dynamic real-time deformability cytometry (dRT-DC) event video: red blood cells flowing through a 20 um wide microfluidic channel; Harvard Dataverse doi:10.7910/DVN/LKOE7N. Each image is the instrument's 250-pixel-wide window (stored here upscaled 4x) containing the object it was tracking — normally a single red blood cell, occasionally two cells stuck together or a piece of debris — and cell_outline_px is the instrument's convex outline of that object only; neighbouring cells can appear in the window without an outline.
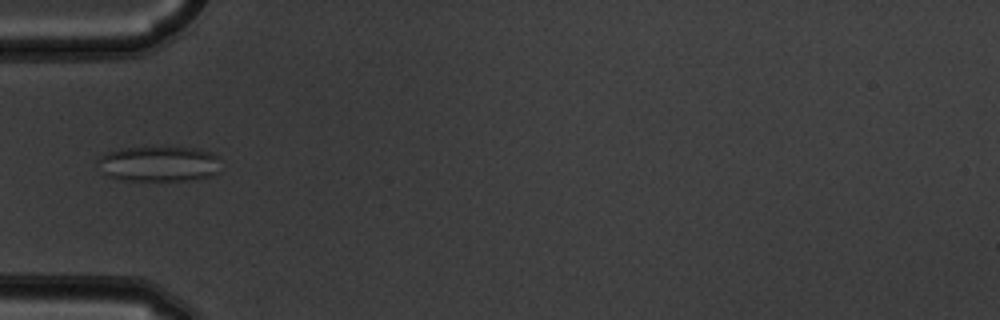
{"species": "common noctule bat (a hibernating species)", "species_latin": "Nyctalus noctula", "temperature_condition": "warm", "stored_images_in_passage": 6, "camera_frame_rate_fps": 3000, "um_per_image_px": 0.085, "animal": {"sex": "male", "body_mass_g": 19.5, "forearm_length_mm": 54.6}, "frame": {"image": 1, "passage_image": 6, "time_ms": 1.667, "image_size_px": [1000, 320], "cell_outline_px": [[220, 172], [196, 180], [124, 180], [108, 176], [104, 172], [96, 160], [100, 156], [108, 152], [120, 148], [196, 148], [212, 152], [220, 156]], "centroid_in_image_um": [13.57, 13.93], "position_along_channel_um": 71.4, "area_um2": 25.37}}